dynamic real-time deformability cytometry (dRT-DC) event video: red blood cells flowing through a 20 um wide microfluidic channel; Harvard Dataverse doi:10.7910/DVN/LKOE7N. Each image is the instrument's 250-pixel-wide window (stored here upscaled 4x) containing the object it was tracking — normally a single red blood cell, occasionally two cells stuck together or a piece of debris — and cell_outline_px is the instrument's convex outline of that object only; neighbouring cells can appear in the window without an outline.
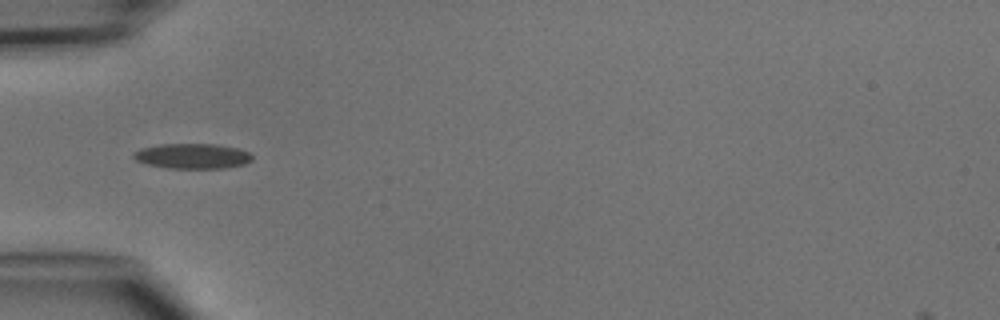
{"species": "common noctule bat (a hibernating species)", "species_latin": "Nyctalus noctula", "temperature_condition": "cold", "stored_images_in_passage": 5, "camera_frame_rate_fps": 3000, "um_per_image_px": 0.085, "animal": {"sex": "male", "body_mass_g": 15.6}, "frame": {"image": 1, "passage_image": 4, "time_ms": 4.667, "image_size_px": [1000, 320], "cell_outline_px": [[252, 160], [244, 164], [224, 168], [168, 168], [148, 164], [136, 160], [132, 156], [132, 152], [140, 148], [160, 144], [216, 144], [240, 148], [248, 152], [252, 156]], "centroid_in_image_um": [16.34, 13.26], "position_along_channel_um": 68.7, "area_um2": 17.46}}